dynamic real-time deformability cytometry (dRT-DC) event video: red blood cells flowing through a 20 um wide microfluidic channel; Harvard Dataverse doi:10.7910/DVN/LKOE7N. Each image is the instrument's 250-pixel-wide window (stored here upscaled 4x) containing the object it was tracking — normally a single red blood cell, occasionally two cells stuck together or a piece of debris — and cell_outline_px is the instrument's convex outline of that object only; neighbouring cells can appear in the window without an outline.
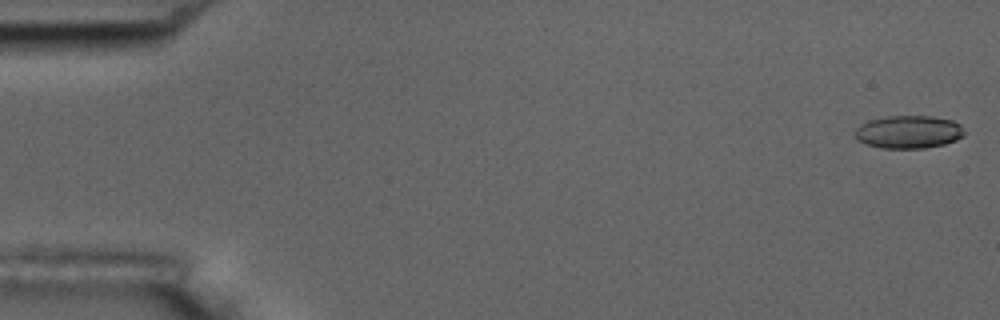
{"species": "common noctule bat (a hibernating species)", "species_latin": "Nyctalus noctula", "temperature_condition": "room temperature", "stored_images_in_passage": 8, "camera_frame_rate_fps": 3000, "um_per_image_px": 0.085, "animal": {"sex": "male", "body_mass_g": 17.5, "forearm_length_mm": 52.3}, "frame": {"image": 1, "passage_image": 1, "time_ms": 0.0, "image_size_px": [1000, 320], "cell_outline_px": [[964, 136], [956, 140], [944, 144], [924, 148], [880, 148], [864, 144], [856, 140], [856, 128], [860, 124], [868, 120], [888, 116], [932, 116], [952, 120], [960, 124], [964, 132]], "centroid_in_image_um": [77.21, 11.22], "position_along_channel_um": 7.8, "area_um2": 21.1}}
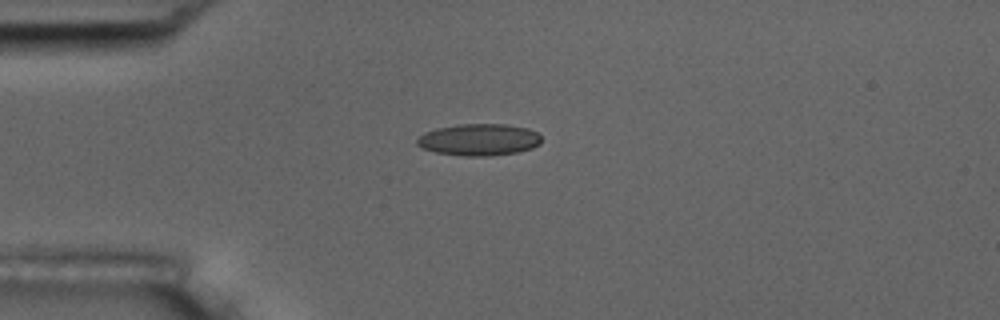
{"frame": {"image": 2, "passage_image": 4, "time_ms": 4.333, "image_size_px": [1000, 320], "cell_outline_px": [[540, 144], [532, 148], [516, 152], [488, 156], [464, 156], [436, 152], [424, 148], [416, 144], [416, 140], [424, 132], [436, 128], [460, 124], [508, 124], [528, 128], [536, 132], [540, 136]], "centroid_in_image_um": [40.72, 11.86], "position_along_channel_um": 44.3, "area_um2": 23.0}}
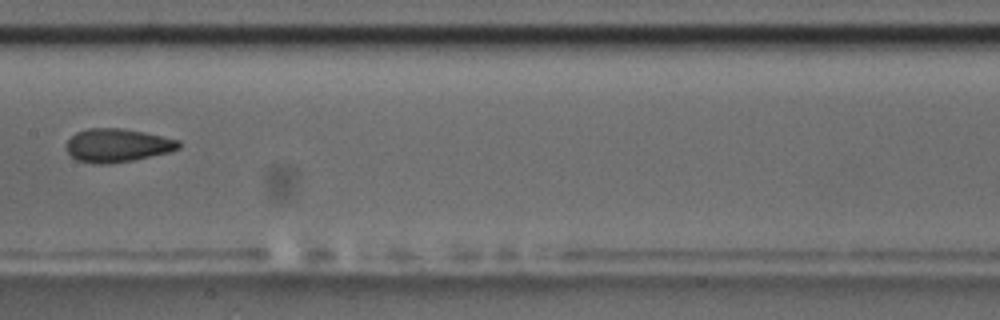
{"frame": {"image": 3, "passage_image": 8, "time_ms": 9.0, "image_size_px": [1000, 320], "cell_outline_px": [[180, 148], [172, 152], [132, 160], [108, 164], [92, 164], [76, 160], [64, 148], [68, 140], [76, 132], [88, 128], [124, 128], [144, 132], [180, 140]], "centroid_in_image_um": [9.97, 12.36], "position_along_channel_um": 197.4, "area_um2": 22.14}}